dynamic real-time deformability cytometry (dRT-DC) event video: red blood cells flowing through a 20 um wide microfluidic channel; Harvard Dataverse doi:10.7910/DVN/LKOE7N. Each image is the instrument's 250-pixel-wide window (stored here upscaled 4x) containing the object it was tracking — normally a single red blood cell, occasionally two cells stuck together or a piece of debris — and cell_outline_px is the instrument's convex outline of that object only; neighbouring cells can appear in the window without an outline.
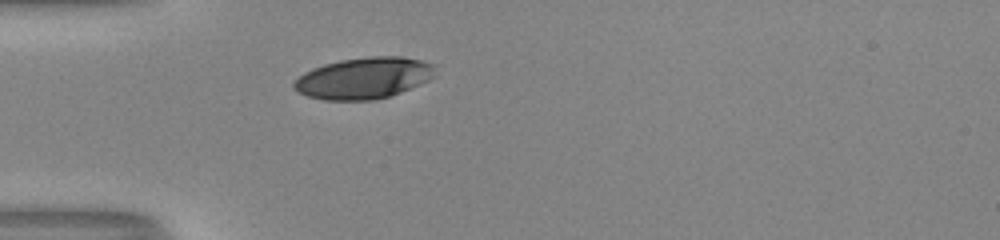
{"species": "human", "species_latin": "Homo sapiens", "temperature_condition": "room temperature", "stored_images_in_passage": 1, "camera_frame_rate_fps": 3000, "um_per_image_px": 0.085, "donor": {"sex": "male"}, "frame": {"image": 1, "passage_image": 1, "time_ms": 0.0, "image_size_px": [1000, 240], "cell_outline_px": [[408, 60], [392, 92], [380, 96], [324, 96], [336, 64], [356, 60]], "centroid_in_image_um": [31.03, 6.62], "position_along_channel_um": 54.0, "area_um2": 17.34}}